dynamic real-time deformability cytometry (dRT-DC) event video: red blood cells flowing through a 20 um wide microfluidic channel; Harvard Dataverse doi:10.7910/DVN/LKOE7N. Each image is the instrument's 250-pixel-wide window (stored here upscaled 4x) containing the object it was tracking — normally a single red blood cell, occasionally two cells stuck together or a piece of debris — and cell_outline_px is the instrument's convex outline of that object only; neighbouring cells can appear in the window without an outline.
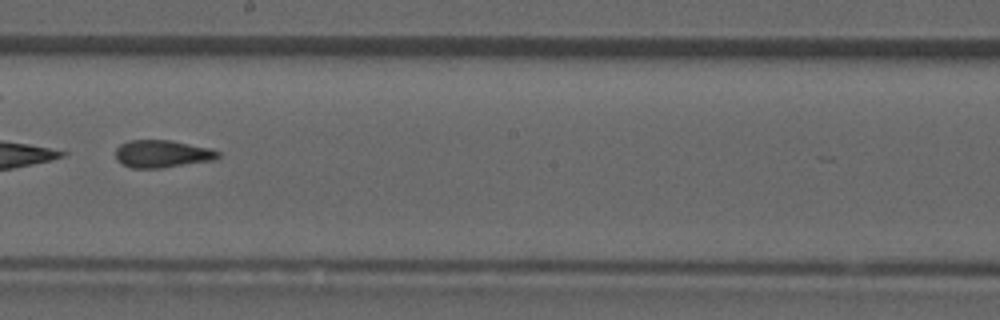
{"species": "common noctule bat (a hibernating species)", "species_latin": "Nyctalus noctula", "temperature_condition": "room temperature", "stored_images_in_passage": 18, "camera_frame_rate_fps": 3000, "um_per_image_px": 0.085, "animal": {"sex": "male", "forearm_length_mm": 52.5}, "frame": {"image": 1, "passage_image": 15, "time_ms": 4.667, "image_size_px": [1000, 320], "cell_outline_px": [[220, 156], [216, 160], [164, 168], [132, 168], [120, 164], [116, 160], [116, 148], [120, 144], [128, 140], [168, 140], [208, 148], [220, 152]], "centroid_in_image_um": [13.76, 13.09], "position_along_channel_um": 234.4, "area_um2": 16.59}}